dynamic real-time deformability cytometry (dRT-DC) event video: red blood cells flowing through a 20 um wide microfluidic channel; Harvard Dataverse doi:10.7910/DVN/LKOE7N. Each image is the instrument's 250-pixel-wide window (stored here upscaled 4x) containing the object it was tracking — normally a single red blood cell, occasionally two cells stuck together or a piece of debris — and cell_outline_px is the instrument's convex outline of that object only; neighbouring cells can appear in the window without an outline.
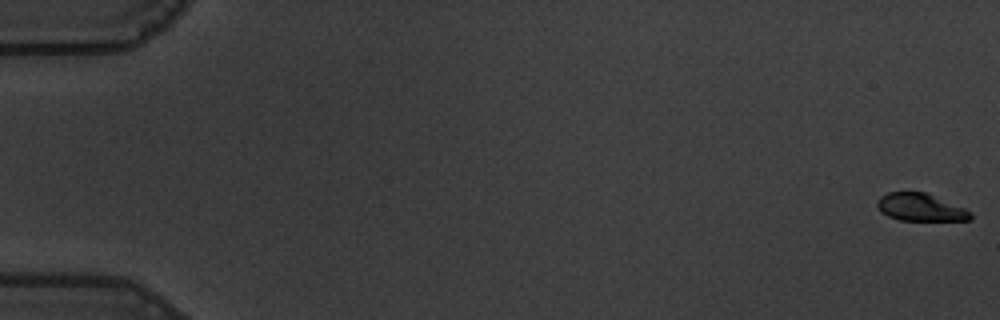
{"species": "common noctule bat (a hibernating species)", "species_latin": "Nyctalus noctula", "temperature_condition": "warm", "stored_images_in_passage": 59, "camera_frame_rate_fps": 3000, "um_per_image_px": 0.085, "animal": {"sex": "male", "body_mass_g": 19.5, "forearm_length_mm": 54.6}, "frame": {"image": 1, "passage_image": 1, "time_ms": 0.0, "image_size_px": [1000, 320], "cell_outline_px": [[972, 220], [900, 220], [888, 216], [880, 212], [876, 204], [876, 200], [880, 196], [888, 192], [924, 192], [964, 208], [972, 216]], "centroid_in_image_um": [78.17, 17.62], "position_along_channel_um": 6.8, "area_um2": 14.8}}
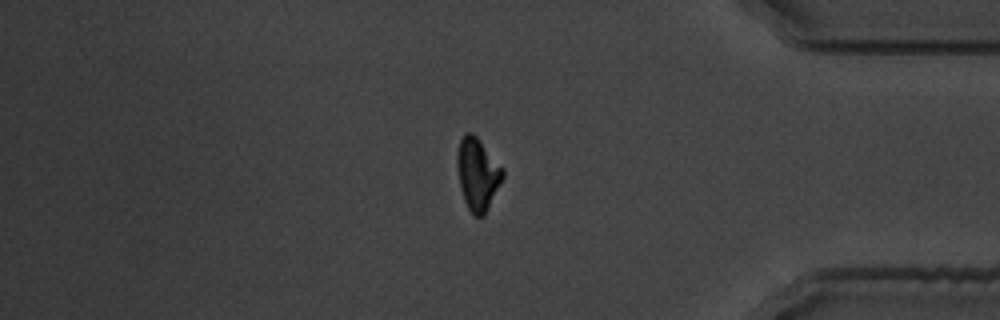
{"frame": {"image": 2, "passage_image": 50, "time_ms": 16.333, "image_size_px": [1000, 320], "cell_outline_px": [[504, 176], [484, 216], [472, 216], [464, 200], [460, 188], [456, 164], [456, 156], [460, 140], [464, 132], [472, 132], [476, 136], [504, 168]], "centroid_in_image_um": [40.58, 14.79], "position_along_channel_um": 394.6, "area_um2": 19.31}}
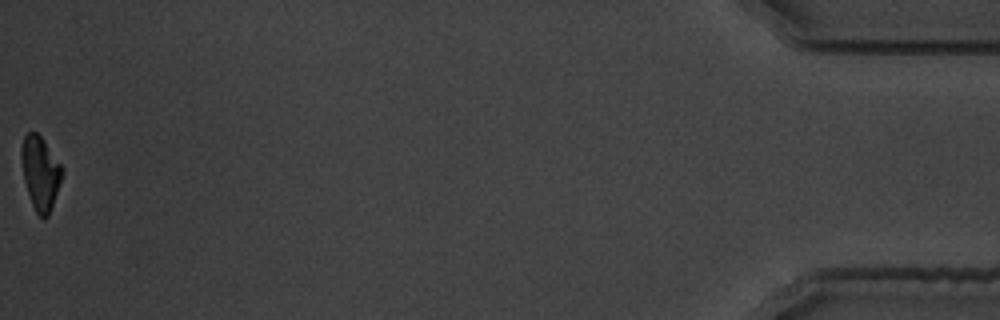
{"frame": {"image": 3, "passage_image": 59, "time_ms": 19.333, "image_size_px": [1000, 320], "cell_outline_px": [[64, 172], [48, 216], [44, 220], [36, 212], [32, 204], [24, 180], [20, 156], [20, 148], [24, 136], [28, 132], [36, 132], [44, 140], [64, 168]], "centroid_in_image_um": [3.43, 14.67], "position_along_channel_um": 431.8, "area_um2": 17.46}, "authors_computed_cell_mechanics": {"area_um2": 19.3052, "velocity_mm_per_s": 3.5561, "shape_relaxation_time_tau1_ms": 3.6178, "shape_relaxation_time_tau2_ms": 1.663, "deformation_change_tau1": 0.1692, "deformation_change_tau2": 0.0496}}